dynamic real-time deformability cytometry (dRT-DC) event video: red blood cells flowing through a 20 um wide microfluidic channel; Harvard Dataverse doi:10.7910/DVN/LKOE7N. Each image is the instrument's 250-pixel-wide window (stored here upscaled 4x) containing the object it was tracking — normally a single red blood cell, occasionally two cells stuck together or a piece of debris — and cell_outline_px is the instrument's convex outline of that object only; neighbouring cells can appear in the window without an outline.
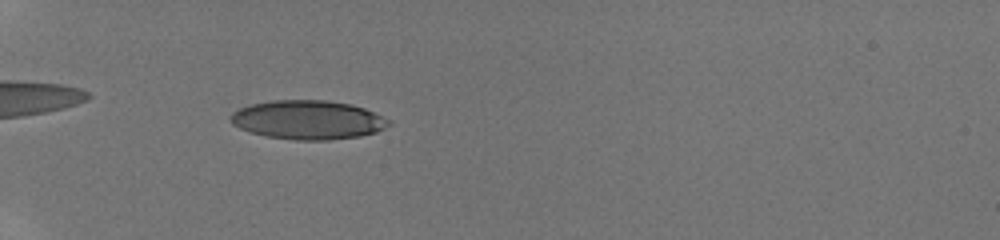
{"species": "human", "species_latin": "Homo sapiens", "temperature_condition": "room temperature", "stored_images_in_passage": 53, "camera_frame_rate_fps": 3000, "um_per_image_px": 0.085, "donor": {"sex": "male"}, "frame": {"image": 1, "passage_image": 20, "time_ms": 6.333, "image_size_px": [1000, 240], "cell_outline_px": [[392, 124], [376, 132], [360, 136], [328, 140], [296, 140], [268, 136], [252, 132], [240, 128], [232, 124], [228, 120], [228, 116], [232, 112], [240, 108], [252, 104], [272, 100], [328, 100], [352, 104], [364, 108], [392, 120]], "centroid_in_image_um": [26.19, 10.18], "position_along_channel_um": 58.8, "area_um2": 36.07}}
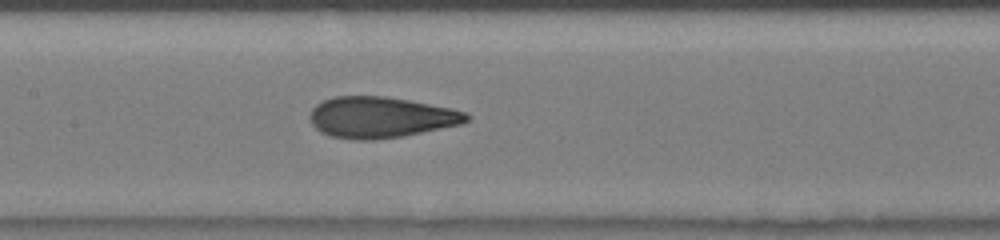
{"frame": {"image": 2, "passage_image": 30, "time_ms": 9.667, "image_size_px": [1000, 240], "cell_outline_px": [[468, 120], [460, 124], [400, 136], [376, 140], [352, 140], [332, 136], [320, 132], [312, 124], [308, 116], [312, 108], [316, 104], [332, 96], [384, 96], [408, 100], [452, 108], [464, 112], [468, 116]], "centroid_in_image_um": [32.29, 9.97], "position_along_channel_um": 175.1, "area_um2": 37.22}}
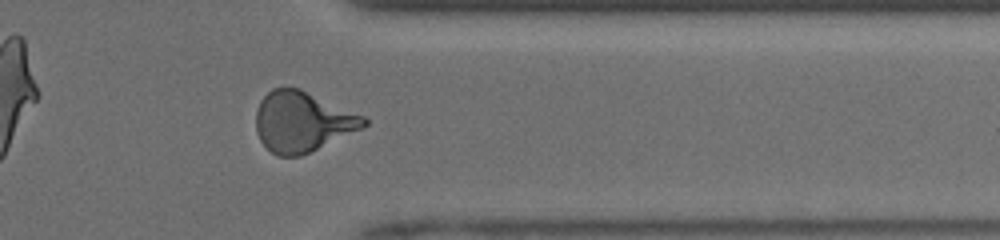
{"frame": {"image": 3, "passage_image": 45, "time_ms": 14.667, "image_size_px": [1000, 240], "cell_outline_px": [[368, 124], [364, 128], [300, 156], [276, 156], [260, 140], [256, 132], [256, 112], [260, 100], [272, 88], [300, 88], [364, 116], [368, 120]], "centroid_in_image_um": [25.7, 10.34], "position_along_channel_um": 385.7, "area_um2": 37.8}, "authors_computed_cell_mechanics": {"area_um2": 36.2406, "velocity_mm_per_s": 4.2408, "shape_relaxation_time_tau1_ms": 6.231, "shape_relaxation_time_tau2_ms": 0.8061, "deformation_change_tau1": 0.2424, "deformation_change_tau2": 0.0805}}